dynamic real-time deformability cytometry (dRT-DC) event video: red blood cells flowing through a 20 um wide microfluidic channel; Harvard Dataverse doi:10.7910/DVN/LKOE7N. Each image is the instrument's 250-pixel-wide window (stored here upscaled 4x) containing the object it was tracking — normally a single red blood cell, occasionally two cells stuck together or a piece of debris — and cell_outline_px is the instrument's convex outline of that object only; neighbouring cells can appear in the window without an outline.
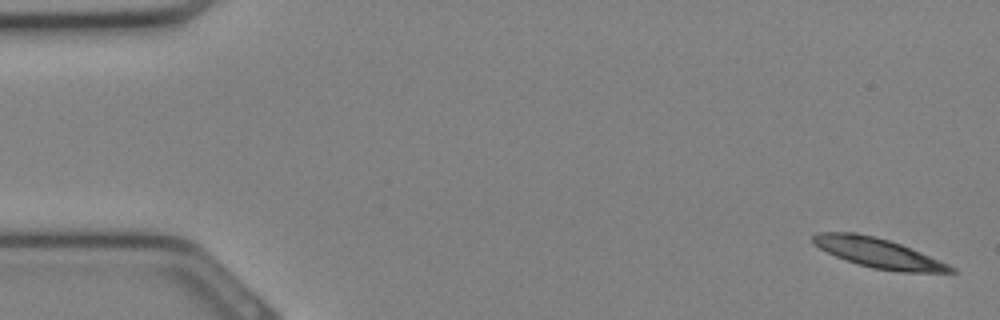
{"species": "Egyptian fruit bat (a non-hibernating species)", "species_latin": "Rousettus aegyptiacus", "temperature_condition": "cold", "stored_images_in_passage": 33, "camera_frame_rate_fps": 3000, "um_per_image_px": 0.085, "animal": {"sex": "female"}, "frame": {"image": 1, "passage_image": 1, "time_ms": 0.0, "image_size_px": [1000, 320], "cell_outline_px": [[956, 272], [900, 272], [872, 268], [836, 256], [812, 244], [812, 236], [816, 232], [856, 232], [888, 240], [900, 244], [920, 252], [948, 264], [956, 268]], "centroid_in_image_um": [74.63, 21.49], "position_along_channel_um": 10.4, "area_um2": 23.41}}
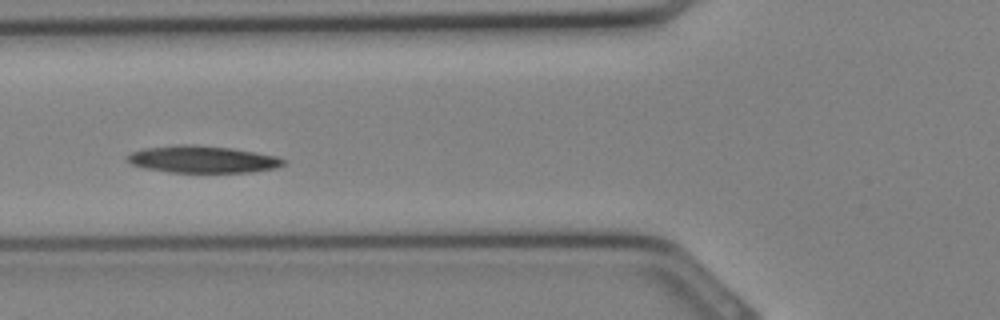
{"frame": {"image": 2, "passage_image": 12, "time_ms": 3.667, "image_size_px": [1000, 320], "cell_outline_px": [[288, 164], [276, 168], [252, 172], [168, 172], [144, 168], [132, 164], [124, 160], [124, 156], [132, 152], [144, 148], [176, 144], [192, 144], [232, 148], [276, 156], [288, 160]], "centroid_in_image_um": [17.21, 13.54], "position_along_channel_um": 108.6, "area_um2": 24.97}}
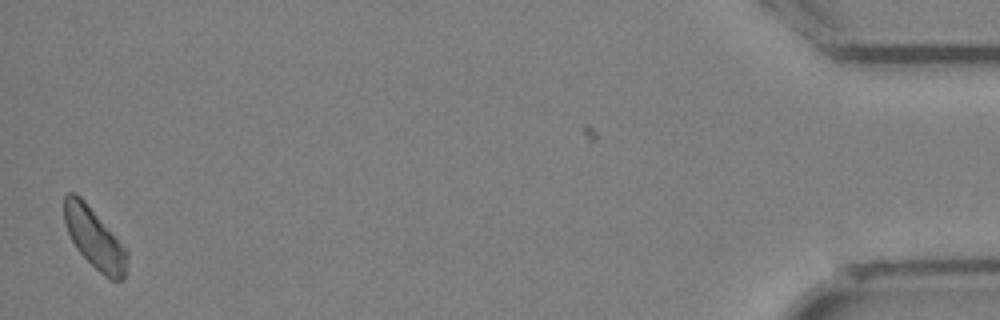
{"frame": {"image": 3, "passage_image": 32, "time_ms": 10.333, "image_size_px": [1000, 320], "cell_outline_px": [[128, 272], [120, 280], [108, 280], [76, 248], [68, 232], [64, 220], [64, 196], [68, 192], [76, 192], [84, 200], [128, 252]], "centroid_in_image_um": [8.03, 20.27], "position_along_channel_um": 427.2, "area_um2": 21.79}}